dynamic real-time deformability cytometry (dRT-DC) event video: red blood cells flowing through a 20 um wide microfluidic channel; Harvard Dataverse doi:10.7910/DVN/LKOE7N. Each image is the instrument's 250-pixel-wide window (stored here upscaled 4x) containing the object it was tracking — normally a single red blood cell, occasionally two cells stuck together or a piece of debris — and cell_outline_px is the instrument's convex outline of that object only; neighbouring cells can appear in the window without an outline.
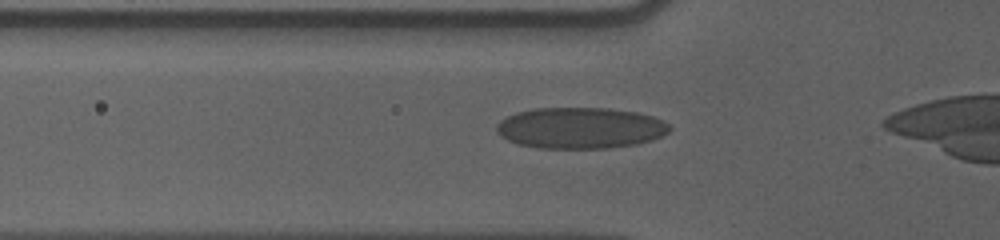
{"species": "human", "species_latin": "Homo sapiens", "temperature_condition": "cold", "stored_images_in_passage": 33, "camera_frame_rate_fps": 3000, "um_per_image_px": 0.085, "donor": {"sex": "male"}, "frame": {"image": 1, "passage_image": 3, "time_ms": 0.667, "image_size_px": [1000, 240], "cell_outline_px": [[672, 128], [668, 132], [652, 140], [636, 144], [612, 148], [536, 148], [516, 144], [500, 136], [496, 132], [496, 124], [500, 120], [516, 112], [532, 108], [608, 108], [636, 112], [652, 116], [664, 120]], "centroid_in_image_um": [49.3, 10.88], "position_along_channel_um": 76.5, "area_um2": 41.85}}
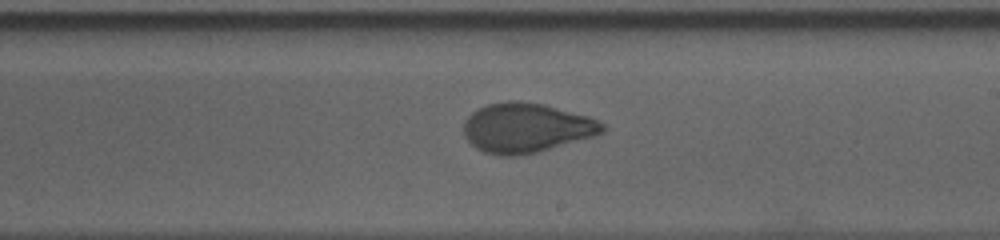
{"frame": {"image": 2, "passage_image": 17, "time_ms": 5.333, "image_size_px": [1000, 240], "cell_outline_px": [[608, 128], [604, 132], [596, 136], [536, 152], [520, 156], [500, 156], [484, 152], [476, 148], [464, 136], [464, 120], [472, 112], [488, 104], [508, 100], [520, 100], [544, 104], [588, 116], [604, 124]], "centroid_in_image_um": [44.75, 10.86], "position_along_channel_um": 244.3, "area_um2": 40.29}}
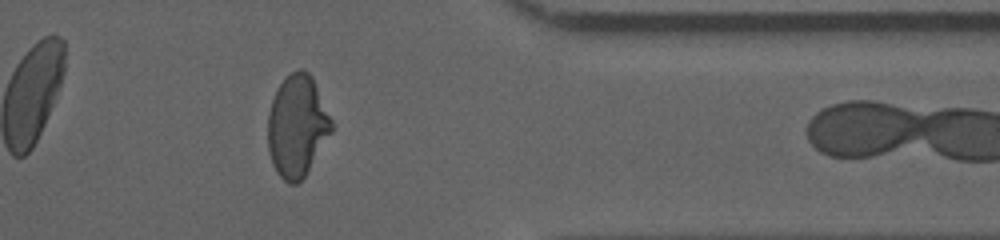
{"frame": {"image": 3, "passage_image": 30, "time_ms": 9.667, "image_size_px": [1000, 240], "cell_outline_px": [[332, 132], [304, 176], [296, 184], [288, 184], [276, 172], [272, 164], [268, 152], [268, 112], [276, 88], [292, 72], [300, 68], [304, 68], [312, 76], [332, 120]], "centroid_in_image_um": [25.24, 10.71], "position_along_channel_um": 386.2, "area_um2": 37.69}, "authors_computed_cell_mechanics": {"area_um2": 39.4196, "velocity_mm_per_s": 3.5831, "shape_relaxation_time_tau1_ms": 7.1099, "shape_relaxation_time_tau2_ms": null, "deformation_change_tau1": 0.2238, "deformation_change_tau2": null}}